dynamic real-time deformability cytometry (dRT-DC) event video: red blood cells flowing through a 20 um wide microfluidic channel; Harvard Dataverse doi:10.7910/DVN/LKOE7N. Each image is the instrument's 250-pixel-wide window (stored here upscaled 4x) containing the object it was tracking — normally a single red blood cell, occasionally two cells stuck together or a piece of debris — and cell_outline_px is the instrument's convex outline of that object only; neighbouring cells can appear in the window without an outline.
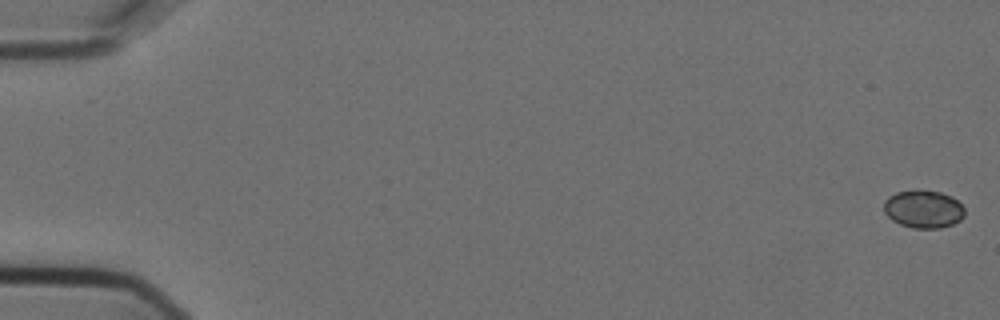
{"species": "Egyptian fruit bat (a non-hibernating species)", "species_latin": "Rousettus aegyptiacus", "temperature_condition": "cold", "stored_images_in_passage": 5, "camera_frame_rate_fps": 3000, "um_per_image_px": 0.085, "animal": {"sex": "female"}, "frame": {"image": 1, "passage_image": 1, "time_ms": 0.0, "image_size_px": [1000, 320], "cell_outline_px": [[964, 216], [960, 220], [952, 224], [940, 228], [912, 228], [900, 224], [892, 220], [884, 212], [884, 200], [888, 196], [896, 192], [916, 188], [940, 192], [952, 196], [964, 208]], "centroid_in_image_um": [78.46, 17.75], "position_along_channel_um": 6.5, "area_um2": 18.09}}
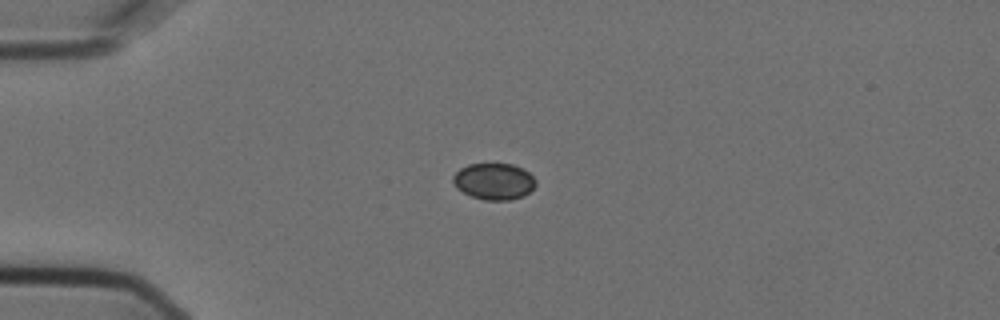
{"frame": {"image": 2, "passage_image": 4, "time_ms": 1.0, "image_size_px": [1000, 320], "cell_outline_px": [[536, 184], [524, 196], [512, 200], [484, 200], [472, 196], [456, 188], [452, 180], [452, 176], [460, 168], [468, 164], [512, 164], [524, 168], [536, 180]], "centroid_in_image_um": [41.98, 15.41], "position_along_channel_um": 43.0, "area_um2": 17.63}}